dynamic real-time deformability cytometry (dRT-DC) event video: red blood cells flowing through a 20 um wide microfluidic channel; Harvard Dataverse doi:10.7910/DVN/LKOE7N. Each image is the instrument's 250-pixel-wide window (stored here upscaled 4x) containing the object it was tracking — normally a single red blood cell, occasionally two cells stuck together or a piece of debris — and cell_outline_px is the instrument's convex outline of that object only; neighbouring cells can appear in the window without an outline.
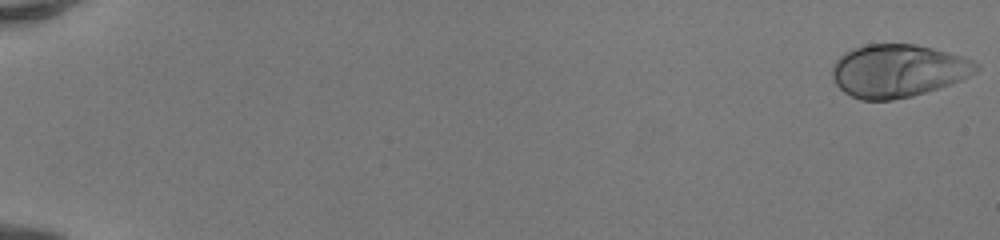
{"species": "human", "species_latin": "Homo sapiens", "temperature_condition": "room temperature", "stored_images_in_passage": 51, "camera_frame_rate_fps": 3000, "um_per_image_px": 0.085, "donor": {"sex": "female"}, "frame": {"image": 1, "passage_image": 1, "time_ms": 0.0, "image_size_px": [1000, 240], "cell_outline_px": [[980, 68], [976, 72], [960, 80], [912, 96], [892, 100], [860, 100], [844, 92], [836, 84], [832, 76], [832, 68], [836, 60], [844, 52], [852, 48], [868, 44], [916, 44], [932, 48], [960, 56], [972, 60], [980, 64]], "centroid_in_image_um": [76.3, 6.01], "position_along_channel_um": 8.7, "area_um2": 44.1}}
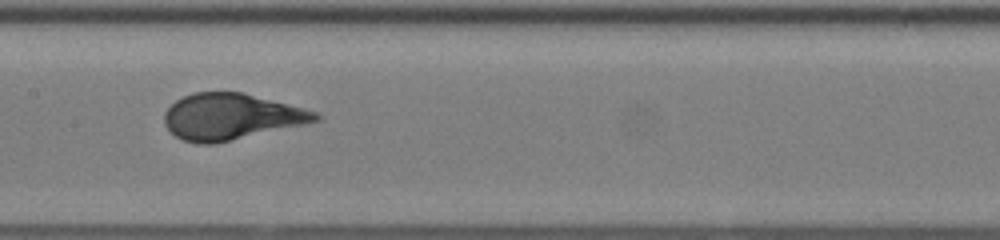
{"frame": {"image": 2, "passage_image": 28, "time_ms": 9.0, "image_size_px": [1000, 240], "cell_outline_px": [[320, 120], [304, 124], [216, 144], [196, 144], [184, 140], [176, 136], [164, 124], [164, 112], [176, 100], [184, 96], [196, 92], [240, 92], [304, 108], [316, 112], [320, 116]], "centroid_in_image_um": [19.62, 9.93], "position_along_channel_um": 187.8, "area_um2": 40.34}}
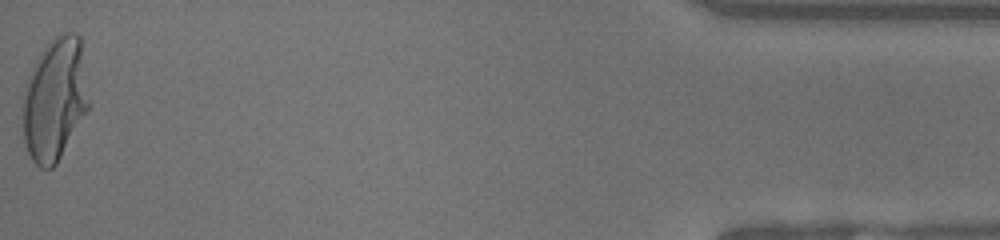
{"frame": {"image": 3, "passage_image": 51, "time_ms": 16.667, "image_size_px": [1000, 240], "cell_outline_px": [[92, 104], [56, 164], [52, 168], [40, 168], [32, 160], [28, 152], [24, 140], [20, 108], [28, 80], [36, 60], [40, 52], [56, 36], [64, 32], [72, 32], [80, 36]], "centroid_in_image_um": [4.69, 8.46], "position_along_channel_um": 430.5, "area_um2": 47.97}, "authors_computed_cell_mechanics": {"area_um2": 40.9224, "velocity_mm_per_s": 4.1907, "shape_relaxation_time_tau1_ms": 3.8288, "shape_relaxation_time_tau2_ms": null, "deformation_change_tau1": 0.2374, "deformation_change_tau2": null}}